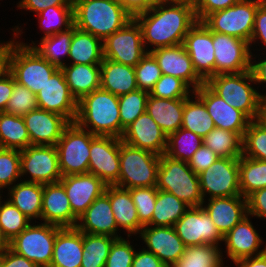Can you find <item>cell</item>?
<instances>
[{"label": "cell", "instance_id": "1", "mask_svg": "<svg viewBox=\"0 0 266 267\" xmlns=\"http://www.w3.org/2000/svg\"><path fill=\"white\" fill-rule=\"evenodd\" d=\"M134 19L141 27L147 52L183 44L189 29L197 22L191 0H160Z\"/></svg>", "mask_w": 266, "mask_h": 267}, {"label": "cell", "instance_id": "2", "mask_svg": "<svg viewBox=\"0 0 266 267\" xmlns=\"http://www.w3.org/2000/svg\"><path fill=\"white\" fill-rule=\"evenodd\" d=\"M75 123L96 136L121 138L118 97L102 88L78 101Z\"/></svg>", "mask_w": 266, "mask_h": 267}, {"label": "cell", "instance_id": "3", "mask_svg": "<svg viewBox=\"0 0 266 267\" xmlns=\"http://www.w3.org/2000/svg\"><path fill=\"white\" fill-rule=\"evenodd\" d=\"M74 26L104 41L133 17L118 0H80L73 5Z\"/></svg>", "mask_w": 266, "mask_h": 267}, {"label": "cell", "instance_id": "4", "mask_svg": "<svg viewBox=\"0 0 266 267\" xmlns=\"http://www.w3.org/2000/svg\"><path fill=\"white\" fill-rule=\"evenodd\" d=\"M58 69L33 47L24 46L14 38L7 41V70L18 84L35 95Z\"/></svg>", "mask_w": 266, "mask_h": 267}, {"label": "cell", "instance_id": "5", "mask_svg": "<svg viewBox=\"0 0 266 267\" xmlns=\"http://www.w3.org/2000/svg\"><path fill=\"white\" fill-rule=\"evenodd\" d=\"M205 83L226 103L242 111L250 120L259 119L261 93L253 85L255 80L251 70L237 74L214 75Z\"/></svg>", "mask_w": 266, "mask_h": 267}, {"label": "cell", "instance_id": "6", "mask_svg": "<svg viewBox=\"0 0 266 267\" xmlns=\"http://www.w3.org/2000/svg\"><path fill=\"white\" fill-rule=\"evenodd\" d=\"M157 189L175 195L190 207L202 206L198 174L189 167L188 162L161 155L158 167Z\"/></svg>", "mask_w": 266, "mask_h": 267}, {"label": "cell", "instance_id": "7", "mask_svg": "<svg viewBox=\"0 0 266 267\" xmlns=\"http://www.w3.org/2000/svg\"><path fill=\"white\" fill-rule=\"evenodd\" d=\"M160 158L126 144L120 138V175L115 186L123 189L157 186Z\"/></svg>", "mask_w": 266, "mask_h": 267}, {"label": "cell", "instance_id": "8", "mask_svg": "<svg viewBox=\"0 0 266 267\" xmlns=\"http://www.w3.org/2000/svg\"><path fill=\"white\" fill-rule=\"evenodd\" d=\"M264 0H239L224 10L207 15L202 23L212 32L230 35L250 43L255 14Z\"/></svg>", "mask_w": 266, "mask_h": 267}, {"label": "cell", "instance_id": "9", "mask_svg": "<svg viewBox=\"0 0 266 267\" xmlns=\"http://www.w3.org/2000/svg\"><path fill=\"white\" fill-rule=\"evenodd\" d=\"M38 223L36 220L31 223L8 243V247L38 267H50L56 234L62 227L42 221Z\"/></svg>", "mask_w": 266, "mask_h": 267}, {"label": "cell", "instance_id": "10", "mask_svg": "<svg viewBox=\"0 0 266 267\" xmlns=\"http://www.w3.org/2000/svg\"><path fill=\"white\" fill-rule=\"evenodd\" d=\"M95 137L96 135L80 128L75 122L63 130L55 145L62 176L88 173L90 146Z\"/></svg>", "mask_w": 266, "mask_h": 267}, {"label": "cell", "instance_id": "11", "mask_svg": "<svg viewBox=\"0 0 266 267\" xmlns=\"http://www.w3.org/2000/svg\"><path fill=\"white\" fill-rule=\"evenodd\" d=\"M198 177L204 200L207 198L212 199L241 195L239 185V158L219 157L207 169L200 172Z\"/></svg>", "mask_w": 266, "mask_h": 267}, {"label": "cell", "instance_id": "12", "mask_svg": "<svg viewBox=\"0 0 266 267\" xmlns=\"http://www.w3.org/2000/svg\"><path fill=\"white\" fill-rule=\"evenodd\" d=\"M20 169L27 182L49 184L62 178L56 146L30 145L20 150Z\"/></svg>", "mask_w": 266, "mask_h": 267}, {"label": "cell", "instance_id": "13", "mask_svg": "<svg viewBox=\"0 0 266 267\" xmlns=\"http://www.w3.org/2000/svg\"><path fill=\"white\" fill-rule=\"evenodd\" d=\"M140 25L133 18L103 41V57L135 67L146 55Z\"/></svg>", "mask_w": 266, "mask_h": 267}, {"label": "cell", "instance_id": "14", "mask_svg": "<svg viewBox=\"0 0 266 267\" xmlns=\"http://www.w3.org/2000/svg\"><path fill=\"white\" fill-rule=\"evenodd\" d=\"M215 75L237 74L251 69L249 42L225 34L213 32Z\"/></svg>", "mask_w": 266, "mask_h": 267}, {"label": "cell", "instance_id": "15", "mask_svg": "<svg viewBox=\"0 0 266 267\" xmlns=\"http://www.w3.org/2000/svg\"><path fill=\"white\" fill-rule=\"evenodd\" d=\"M174 228L186 247L204 244L221 246L223 242V236L202 206L190 207Z\"/></svg>", "mask_w": 266, "mask_h": 267}, {"label": "cell", "instance_id": "16", "mask_svg": "<svg viewBox=\"0 0 266 267\" xmlns=\"http://www.w3.org/2000/svg\"><path fill=\"white\" fill-rule=\"evenodd\" d=\"M88 173L106 185H115L120 175V138L96 136L91 141Z\"/></svg>", "mask_w": 266, "mask_h": 267}, {"label": "cell", "instance_id": "17", "mask_svg": "<svg viewBox=\"0 0 266 267\" xmlns=\"http://www.w3.org/2000/svg\"><path fill=\"white\" fill-rule=\"evenodd\" d=\"M38 108L51 111L74 123L77 117L78 102L66 83L64 73L58 69L36 94Z\"/></svg>", "mask_w": 266, "mask_h": 267}, {"label": "cell", "instance_id": "18", "mask_svg": "<svg viewBox=\"0 0 266 267\" xmlns=\"http://www.w3.org/2000/svg\"><path fill=\"white\" fill-rule=\"evenodd\" d=\"M183 45L197 74L206 82L215 75L213 32L197 21L185 36Z\"/></svg>", "mask_w": 266, "mask_h": 267}, {"label": "cell", "instance_id": "19", "mask_svg": "<svg viewBox=\"0 0 266 267\" xmlns=\"http://www.w3.org/2000/svg\"><path fill=\"white\" fill-rule=\"evenodd\" d=\"M139 237L145 244L143 248L154 253L166 266L176 265L186 249L173 226L147 225L141 229Z\"/></svg>", "mask_w": 266, "mask_h": 267}, {"label": "cell", "instance_id": "20", "mask_svg": "<svg viewBox=\"0 0 266 267\" xmlns=\"http://www.w3.org/2000/svg\"><path fill=\"white\" fill-rule=\"evenodd\" d=\"M194 93L204 102L215 127L238 133L243 138L251 120L242 111L231 107L206 83Z\"/></svg>", "mask_w": 266, "mask_h": 267}, {"label": "cell", "instance_id": "21", "mask_svg": "<svg viewBox=\"0 0 266 267\" xmlns=\"http://www.w3.org/2000/svg\"><path fill=\"white\" fill-rule=\"evenodd\" d=\"M59 182L64 186L71 210L77 218L105 192L107 187L100 178L90 173L62 176Z\"/></svg>", "mask_w": 266, "mask_h": 267}, {"label": "cell", "instance_id": "22", "mask_svg": "<svg viewBox=\"0 0 266 267\" xmlns=\"http://www.w3.org/2000/svg\"><path fill=\"white\" fill-rule=\"evenodd\" d=\"M150 53L156 59L162 74L185 81L194 91L205 81L197 74L183 44L157 48Z\"/></svg>", "mask_w": 266, "mask_h": 267}, {"label": "cell", "instance_id": "23", "mask_svg": "<svg viewBox=\"0 0 266 267\" xmlns=\"http://www.w3.org/2000/svg\"><path fill=\"white\" fill-rule=\"evenodd\" d=\"M121 140L159 156L165 154L167 147V135L147 111L125 128Z\"/></svg>", "mask_w": 266, "mask_h": 267}, {"label": "cell", "instance_id": "24", "mask_svg": "<svg viewBox=\"0 0 266 267\" xmlns=\"http://www.w3.org/2000/svg\"><path fill=\"white\" fill-rule=\"evenodd\" d=\"M22 117L31 145L55 146L70 124L62 115L39 108Z\"/></svg>", "mask_w": 266, "mask_h": 267}, {"label": "cell", "instance_id": "25", "mask_svg": "<svg viewBox=\"0 0 266 267\" xmlns=\"http://www.w3.org/2000/svg\"><path fill=\"white\" fill-rule=\"evenodd\" d=\"M250 218L249 215L244 217L223 237L226 246L224 253L233 263L242 258L258 256L266 252V246L261 247L264 241Z\"/></svg>", "mask_w": 266, "mask_h": 267}, {"label": "cell", "instance_id": "26", "mask_svg": "<svg viewBox=\"0 0 266 267\" xmlns=\"http://www.w3.org/2000/svg\"><path fill=\"white\" fill-rule=\"evenodd\" d=\"M41 220L60 227H76L78 218L71 210L64 186L60 182L43 184Z\"/></svg>", "mask_w": 266, "mask_h": 267}, {"label": "cell", "instance_id": "27", "mask_svg": "<svg viewBox=\"0 0 266 267\" xmlns=\"http://www.w3.org/2000/svg\"><path fill=\"white\" fill-rule=\"evenodd\" d=\"M76 228L82 233L92 235H108L116 239L122 238L118 232L109 197L103 193L78 218ZM119 235H118V234Z\"/></svg>", "mask_w": 266, "mask_h": 267}, {"label": "cell", "instance_id": "28", "mask_svg": "<svg viewBox=\"0 0 266 267\" xmlns=\"http://www.w3.org/2000/svg\"><path fill=\"white\" fill-rule=\"evenodd\" d=\"M206 200L208 202L204 200L202 207L223 237L248 215L247 198L242 195Z\"/></svg>", "mask_w": 266, "mask_h": 267}, {"label": "cell", "instance_id": "29", "mask_svg": "<svg viewBox=\"0 0 266 267\" xmlns=\"http://www.w3.org/2000/svg\"><path fill=\"white\" fill-rule=\"evenodd\" d=\"M83 233L76 227L61 228L55 238L50 267H81Z\"/></svg>", "mask_w": 266, "mask_h": 267}, {"label": "cell", "instance_id": "30", "mask_svg": "<svg viewBox=\"0 0 266 267\" xmlns=\"http://www.w3.org/2000/svg\"><path fill=\"white\" fill-rule=\"evenodd\" d=\"M104 193L110 199L118 229H123L125 234L127 232V236L140 234L143 226L139 222L137 209L132 201L130 191L115 185H107Z\"/></svg>", "mask_w": 266, "mask_h": 267}, {"label": "cell", "instance_id": "31", "mask_svg": "<svg viewBox=\"0 0 266 267\" xmlns=\"http://www.w3.org/2000/svg\"><path fill=\"white\" fill-rule=\"evenodd\" d=\"M186 98L165 99L149 95L147 113L168 136L182 127V117Z\"/></svg>", "mask_w": 266, "mask_h": 267}, {"label": "cell", "instance_id": "32", "mask_svg": "<svg viewBox=\"0 0 266 267\" xmlns=\"http://www.w3.org/2000/svg\"><path fill=\"white\" fill-rule=\"evenodd\" d=\"M100 76V88L117 97L138 89L135 68L103 58Z\"/></svg>", "mask_w": 266, "mask_h": 267}, {"label": "cell", "instance_id": "33", "mask_svg": "<svg viewBox=\"0 0 266 267\" xmlns=\"http://www.w3.org/2000/svg\"><path fill=\"white\" fill-rule=\"evenodd\" d=\"M73 97L80 101L100 88V64H66L61 68Z\"/></svg>", "mask_w": 266, "mask_h": 267}, {"label": "cell", "instance_id": "34", "mask_svg": "<svg viewBox=\"0 0 266 267\" xmlns=\"http://www.w3.org/2000/svg\"><path fill=\"white\" fill-rule=\"evenodd\" d=\"M43 184L20 180L8 189L7 200L27 218L41 220Z\"/></svg>", "mask_w": 266, "mask_h": 267}, {"label": "cell", "instance_id": "35", "mask_svg": "<svg viewBox=\"0 0 266 267\" xmlns=\"http://www.w3.org/2000/svg\"><path fill=\"white\" fill-rule=\"evenodd\" d=\"M68 58L70 64H101L104 58L103 41L73 25Z\"/></svg>", "mask_w": 266, "mask_h": 267}, {"label": "cell", "instance_id": "36", "mask_svg": "<svg viewBox=\"0 0 266 267\" xmlns=\"http://www.w3.org/2000/svg\"><path fill=\"white\" fill-rule=\"evenodd\" d=\"M72 36L73 26L66 31L56 33L46 38H41L40 42L37 44L35 41H31L29 44L21 42L20 40L19 42L24 46L33 47L43 58L61 69L67 64V62H65L66 60H63V58L68 59L69 57Z\"/></svg>", "mask_w": 266, "mask_h": 267}, {"label": "cell", "instance_id": "37", "mask_svg": "<svg viewBox=\"0 0 266 267\" xmlns=\"http://www.w3.org/2000/svg\"><path fill=\"white\" fill-rule=\"evenodd\" d=\"M181 128L194 132L202 139L215 128L204 102L194 92L186 98Z\"/></svg>", "mask_w": 266, "mask_h": 267}, {"label": "cell", "instance_id": "38", "mask_svg": "<svg viewBox=\"0 0 266 267\" xmlns=\"http://www.w3.org/2000/svg\"><path fill=\"white\" fill-rule=\"evenodd\" d=\"M190 208L175 195L159 190L152 215L151 226H173Z\"/></svg>", "mask_w": 266, "mask_h": 267}, {"label": "cell", "instance_id": "39", "mask_svg": "<svg viewBox=\"0 0 266 267\" xmlns=\"http://www.w3.org/2000/svg\"><path fill=\"white\" fill-rule=\"evenodd\" d=\"M31 141L22 116L0 113V147L23 150Z\"/></svg>", "mask_w": 266, "mask_h": 267}, {"label": "cell", "instance_id": "40", "mask_svg": "<svg viewBox=\"0 0 266 267\" xmlns=\"http://www.w3.org/2000/svg\"><path fill=\"white\" fill-rule=\"evenodd\" d=\"M239 185L245 198L256 190L266 188V161L242 155L239 158Z\"/></svg>", "mask_w": 266, "mask_h": 267}, {"label": "cell", "instance_id": "41", "mask_svg": "<svg viewBox=\"0 0 266 267\" xmlns=\"http://www.w3.org/2000/svg\"><path fill=\"white\" fill-rule=\"evenodd\" d=\"M243 138L235 132L215 127L204 138L203 144L221 158H240Z\"/></svg>", "mask_w": 266, "mask_h": 267}, {"label": "cell", "instance_id": "42", "mask_svg": "<svg viewBox=\"0 0 266 267\" xmlns=\"http://www.w3.org/2000/svg\"><path fill=\"white\" fill-rule=\"evenodd\" d=\"M217 245H197L186 247L177 267H225L224 255ZM227 267V266H226Z\"/></svg>", "mask_w": 266, "mask_h": 267}, {"label": "cell", "instance_id": "43", "mask_svg": "<svg viewBox=\"0 0 266 267\" xmlns=\"http://www.w3.org/2000/svg\"><path fill=\"white\" fill-rule=\"evenodd\" d=\"M203 144V139L192 131L178 129L167 136L165 154L172 159L188 162Z\"/></svg>", "mask_w": 266, "mask_h": 267}, {"label": "cell", "instance_id": "44", "mask_svg": "<svg viewBox=\"0 0 266 267\" xmlns=\"http://www.w3.org/2000/svg\"><path fill=\"white\" fill-rule=\"evenodd\" d=\"M116 238L108 235L83 233L81 267H105L112 243Z\"/></svg>", "mask_w": 266, "mask_h": 267}, {"label": "cell", "instance_id": "45", "mask_svg": "<svg viewBox=\"0 0 266 267\" xmlns=\"http://www.w3.org/2000/svg\"><path fill=\"white\" fill-rule=\"evenodd\" d=\"M36 15L38 16L39 28L44 33L41 38L66 31L74 25L73 6H52Z\"/></svg>", "mask_w": 266, "mask_h": 267}, {"label": "cell", "instance_id": "46", "mask_svg": "<svg viewBox=\"0 0 266 267\" xmlns=\"http://www.w3.org/2000/svg\"><path fill=\"white\" fill-rule=\"evenodd\" d=\"M33 223L9 200L0 203V234L7 244Z\"/></svg>", "mask_w": 266, "mask_h": 267}, {"label": "cell", "instance_id": "47", "mask_svg": "<svg viewBox=\"0 0 266 267\" xmlns=\"http://www.w3.org/2000/svg\"><path fill=\"white\" fill-rule=\"evenodd\" d=\"M148 96V92L136 89L118 97L121 137L125 128L134 122L142 113L146 112Z\"/></svg>", "mask_w": 266, "mask_h": 267}, {"label": "cell", "instance_id": "48", "mask_svg": "<svg viewBox=\"0 0 266 267\" xmlns=\"http://www.w3.org/2000/svg\"><path fill=\"white\" fill-rule=\"evenodd\" d=\"M242 155L266 161V125L259 119L251 120L244 133Z\"/></svg>", "mask_w": 266, "mask_h": 267}, {"label": "cell", "instance_id": "49", "mask_svg": "<svg viewBox=\"0 0 266 267\" xmlns=\"http://www.w3.org/2000/svg\"><path fill=\"white\" fill-rule=\"evenodd\" d=\"M18 179H22L20 150L0 147V189L8 190L16 182H19Z\"/></svg>", "mask_w": 266, "mask_h": 267}, {"label": "cell", "instance_id": "50", "mask_svg": "<svg viewBox=\"0 0 266 267\" xmlns=\"http://www.w3.org/2000/svg\"><path fill=\"white\" fill-rule=\"evenodd\" d=\"M194 90L182 79L162 74L149 95L165 99H182L190 96Z\"/></svg>", "mask_w": 266, "mask_h": 267}, {"label": "cell", "instance_id": "51", "mask_svg": "<svg viewBox=\"0 0 266 267\" xmlns=\"http://www.w3.org/2000/svg\"><path fill=\"white\" fill-rule=\"evenodd\" d=\"M128 190L130 191L132 201L137 209L140 224L143 227L147 226L152 220L157 199V187H140Z\"/></svg>", "mask_w": 266, "mask_h": 267}, {"label": "cell", "instance_id": "52", "mask_svg": "<svg viewBox=\"0 0 266 267\" xmlns=\"http://www.w3.org/2000/svg\"><path fill=\"white\" fill-rule=\"evenodd\" d=\"M134 68L138 89L150 93L162 76L156 59L150 52H147Z\"/></svg>", "mask_w": 266, "mask_h": 267}, {"label": "cell", "instance_id": "53", "mask_svg": "<svg viewBox=\"0 0 266 267\" xmlns=\"http://www.w3.org/2000/svg\"><path fill=\"white\" fill-rule=\"evenodd\" d=\"M36 109H38L36 95L27 87L15 82L12 95L9 98L4 113L24 116Z\"/></svg>", "mask_w": 266, "mask_h": 267}, {"label": "cell", "instance_id": "54", "mask_svg": "<svg viewBox=\"0 0 266 267\" xmlns=\"http://www.w3.org/2000/svg\"><path fill=\"white\" fill-rule=\"evenodd\" d=\"M130 236L116 239L110 248L105 267H131L136 252ZM132 244V245H131Z\"/></svg>", "mask_w": 266, "mask_h": 267}, {"label": "cell", "instance_id": "55", "mask_svg": "<svg viewBox=\"0 0 266 267\" xmlns=\"http://www.w3.org/2000/svg\"><path fill=\"white\" fill-rule=\"evenodd\" d=\"M239 0H192L197 21H202L207 15L231 7Z\"/></svg>", "mask_w": 266, "mask_h": 267}, {"label": "cell", "instance_id": "56", "mask_svg": "<svg viewBox=\"0 0 266 267\" xmlns=\"http://www.w3.org/2000/svg\"><path fill=\"white\" fill-rule=\"evenodd\" d=\"M218 158L219 156L215 152L202 144L188 161V164L194 173L199 174L212 165Z\"/></svg>", "mask_w": 266, "mask_h": 267}, {"label": "cell", "instance_id": "57", "mask_svg": "<svg viewBox=\"0 0 266 267\" xmlns=\"http://www.w3.org/2000/svg\"><path fill=\"white\" fill-rule=\"evenodd\" d=\"M260 43L266 48V0L259 6L255 14L253 33L250 40V49L253 48L252 44Z\"/></svg>", "mask_w": 266, "mask_h": 267}, {"label": "cell", "instance_id": "58", "mask_svg": "<svg viewBox=\"0 0 266 267\" xmlns=\"http://www.w3.org/2000/svg\"><path fill=\"white\" fill-rule=\"evenodd\" d=\"M248 215L266 219V188L254 191L247 197Z\"/></svg>", "mask_w": 266, "mask_h": 267}, {"label": "cell", "instance_id": "59", "mask_svg": "<svg viewBox=\"0 0 266 267\" xmlns=\"http://www.w3.org/2000/svg\"><path fill=\"white\" fill-rule=\"evenodd\" d=\"M52 6H73L67 0H20L17 8L31 11L35 14L40 13L48 7Z\"/></svg>", "mask_w": 266, "mask_h": 267}, {"label": "cell", "instance_id": "60", "mask_svg": "<svg viewBox=\"0 0 266 267\" xmlns=\"http://www.w3.org/2000/svg\"><path fill=\"white\" fill-rule=\"evenodd\" d=\"M15 79L7 68L0 74V113L4 112L12 95Z\"/></svg>", "mask_w": 266, "mask_h": 267}, {"label": "cell", "instance_id": "61", "mask_svg": "<svg viewBox=\"0 0 266 267\" xmlns=\"http://www.w3.org/2000/svg\"><path fill=\"white\" fill-rule=\"evenodd\" d=\"M0 267H38L26 257L16 254L9 247L1 252Z\"/></svg>", "mask_w": 266, "mask_h": 267}, {"label": "cell", "instance_id": "62", "mask_svg": "<svg viewBox=\"0 0 266 267\" xmlns=\"http://www.w3.org/2000/svg\"><path fill=\"white\" fill-rule=\"evenodd\" d=\"M131 267H166V265L152 252L141 248L135 252Z\"/></svg>", "mask_w": 266, "mask_h": 267}, {"label": "cell", "instance_id": "63", "mask_svg": "<svg viewBox=\"0 0 266 267\" xmlns=\"http://www.w3.org/2000/svg\"><path fill=\"white\" fill-rule=\"evenodd\" d=\"M123 8L134 18L147 12L160 0H118Z\"/></svg>", "mask_w": 266, "mask_h": 267}, {"label": "cell", "instance_id": "64", "mask_svg": "<svg viewBox=\"0 0 266 267\" xmlns=\"http://www.w3.org/2000/svg\"><path fill=\"white\" fill-rule=\"evenodd\" d=\"M255 54H251V72L253 74L255 85H266V56H260L256 62ZM263 57L264 59H262ZM255 58V59H254ZM255 60V61H254Z\"/></svg>", "mask_w": 266, "mask_h": 267}, {"label": "cell", "instance_id": "65", "mask_svg": "<svg viewBox=\"0 0 266 267\" xmlns=\"http://www.w3.org/2000/svg\"><path fill=\"white\" fill-rule=\"evenodd\" d=\"M237 267H266V252L258 256L246 257L235 262Z\"/></svg>", "mask_w": 266, "mask_h": 267}, {"label": "cell", "instance_id": "66", "mask_svg": "<svg viewBox=\"0 0 266 267\" xmlns=\"http://www.w3.org/2000/svg\"><path fill=\"white\" fill-rule=\"evenodd\" d=\"M7 68V41H0V74Z\"/></svg>", "mask_w": 266, "mask_h": 267}, {"label": "cell", "instance_id": "67", "mask_svg": "<svg viewBox=\"0 0 266 267\" xmlns=\"http://www.w3.org/2000/svg\"><path fill=\"white\" fill-rule=\"evenodd\" d=\"M259 120L266 125V105H261Z\"/></svg>", "mask_w": 266, "mask_h": 267}, {"label": "cell", "instance_id": "68", "mask_svg": "<svg viewBox=\"0 0 266 267\" xmlns=\"http://www.w3.org/2000/svg\"><path fill=\"white\" fill-rule=\"evenodd\" d=\"M8 247L7 242L3 239V237L0 234V253L4 251Z\"/></svg>", "mask_w": 266, "mask_h": 267}, {"label": "cell", "instance_id": "69", "mask_svg": "<svg viewBox=\"0 0 266 267\" xmlns=\"http://www.w3.org/2000/svg\"><path fill=\"white\" fill-rule=\"evenodd\" d=\"M261 105H266V93L261 94Z\"/></svg>", "mask_w": 266, "mask_h": 267}, {"label": "cell", "instance_id": "70", "mask_svg": "<svg viewBox=\"0 0 266 267\" xmlns=\"http://www.w3.org/2000/svg\"><path fill=\"white\" fill-rule=\"evenodd\" d=\"M70 4L74 5L75 3H77L80 0H67Z\"/></svg>", "mask_w": 266, "mask_h": 267}, {"label": "cell", "instance_id": "71", "mask_svg": "<svg viewBox=\"0 0 266 267\" xmlns=\"http://www.w3.org/2000/svg\"><path fill=\"white\" fill-rule=\"evenodd\" d=\"M2 189H0V203H1V201H2V199H3V197L1 196V195H3L2 193H3V191H1ZM2 192V193H1Z\"/></svg>", "mask_w": 266, "mask_h": 267}]
</instances>
